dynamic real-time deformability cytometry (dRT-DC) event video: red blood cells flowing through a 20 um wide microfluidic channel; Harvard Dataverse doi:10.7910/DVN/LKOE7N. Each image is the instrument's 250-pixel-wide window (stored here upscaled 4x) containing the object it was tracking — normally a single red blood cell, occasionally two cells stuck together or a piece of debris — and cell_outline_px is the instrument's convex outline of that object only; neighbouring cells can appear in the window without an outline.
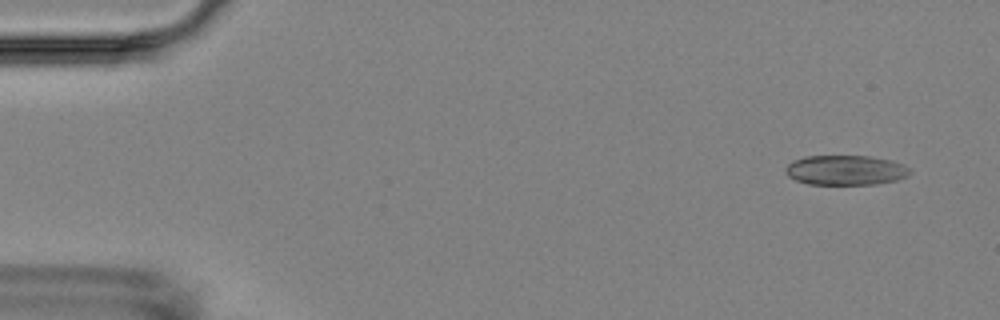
{"species": "Egyptian fruit bat (a non-hibernating species)", "species_latin": "Rousettus aegyptiacus", "temperature_condition": "room temperature", "stored_images_in_passage": 6, "camera_frame_rate_fps": 3000, "um_per_image_px": 0.085, "animal": {"sex": "female"}, "frame": {"image": 1, "passage_image": 1, "time_ms": 0.0, "image_size_px": [1000, 320], "cell_outline_px": [[912, 172], [908, 176], [896, 180], [876, 184], [808, 184], [796, 180], [788, 176], [784, 172], [788, 164], [792, 160], [804, 156], [872, 156], [892, 160], [904, 164], [912, 168]], "centroid_in_image_um": [71.91, 14.45], "position_along_channel_um": 13.1, "area_um2": 21.91}}
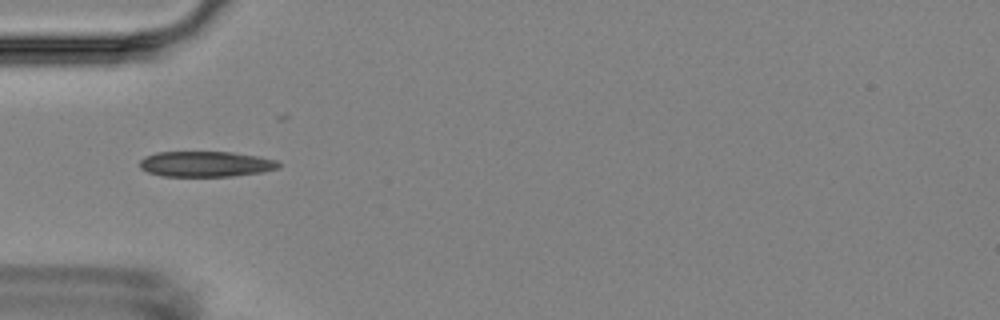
{"frame": {"image": 2, "passage_image": 5, "time_ms": 4.667, "image_size_px": [1000, 320], "cell_outline_px": [[280, 168], [264, 172], [232, 176], [160, 176], [148, 172], [140, 168], [140, 160], [144, 156], [156, 152], [232, 152], [260, 156], [276, 160], [280, 164]], "centroid_in_image_um": [17.5, 13.94], "position_along_channel_um": 67.5, "area_um2": 20.87}}